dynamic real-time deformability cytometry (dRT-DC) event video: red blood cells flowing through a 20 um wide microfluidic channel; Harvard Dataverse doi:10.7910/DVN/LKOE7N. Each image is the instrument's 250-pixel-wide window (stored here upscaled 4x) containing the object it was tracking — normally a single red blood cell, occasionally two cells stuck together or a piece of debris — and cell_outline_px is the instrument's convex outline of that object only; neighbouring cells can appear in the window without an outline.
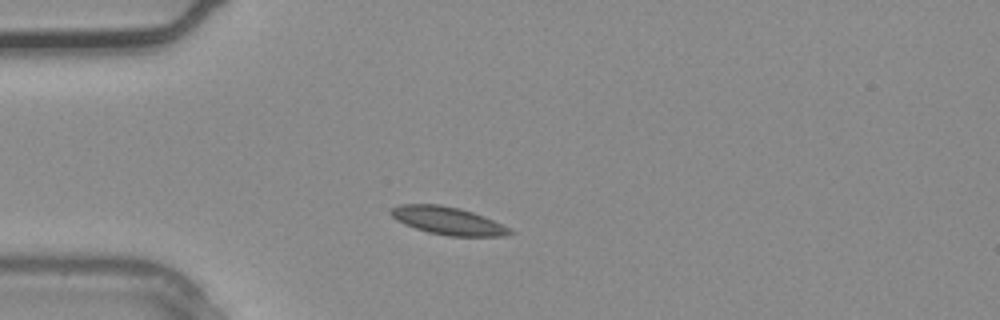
{"species": "common noctule bat (a hibernating species)", "species_latin": "Nyctalus noctula", "temperature_condition": "warm", "stored_images_in_passage": 1, "camera_frame_rate_fps": 3000, "um_per_image_px": 0.085, "animal": {"sex": "male", "body_mass_g": 20.4}, "frame": {"image": 1, "passage_image": 1, "time_ms": 0.0, "image_size_px": [1000, 320], "cell_outline_px": [[516, 232], [508, 236], [448, 236], [428, 232], [404, 224], [396, 220], [388, 212], [392, 208], [400, 204], [440, 204], [460, 208], [484, 216], [512, 228]], "centroid_in_image_um": [38.11, 18.76], "position_along_channel_um": 46.9, "area_um2": 19.48}}